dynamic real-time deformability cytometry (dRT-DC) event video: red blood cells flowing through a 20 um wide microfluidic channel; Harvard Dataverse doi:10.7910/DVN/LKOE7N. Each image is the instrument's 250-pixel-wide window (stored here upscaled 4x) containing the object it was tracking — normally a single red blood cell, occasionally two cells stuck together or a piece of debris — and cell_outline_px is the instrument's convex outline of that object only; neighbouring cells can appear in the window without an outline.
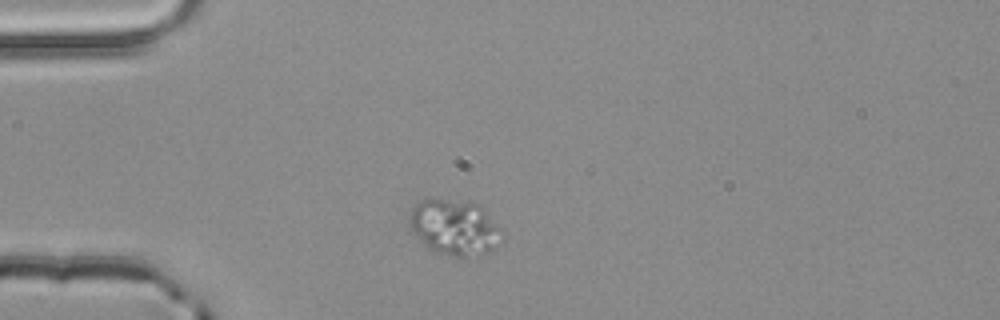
{"species": "common noctule bat (a hibernating species)", "species_latin": "Nyctalus noctula", "temperature_condition": "room temperature", "stored_images_in_passage": 1, "camera_frame_rate_fps": 3000, "um_per_image_px": 0.085, "animal": {"sex": "male", "body_mass_g": 20.4}, "frame": {"image": 1, "passage_image": 1, "time_ms": 0.0, "image_size_px": [1000, 320], "cell_outline_px": [[504, 240], [492, 252], [484, 256], [468, 260], [436, 252], [428, 248], [412, 232], [408, 224], [408, 216], [412, 208], [420, 200], [448, 200], [480, 204], [484, 208], [504, 232]], "centroid_in_image_um": [38.71, 19.4], "position_along_channel_um": 46.3, "area_um2": 30.98}}